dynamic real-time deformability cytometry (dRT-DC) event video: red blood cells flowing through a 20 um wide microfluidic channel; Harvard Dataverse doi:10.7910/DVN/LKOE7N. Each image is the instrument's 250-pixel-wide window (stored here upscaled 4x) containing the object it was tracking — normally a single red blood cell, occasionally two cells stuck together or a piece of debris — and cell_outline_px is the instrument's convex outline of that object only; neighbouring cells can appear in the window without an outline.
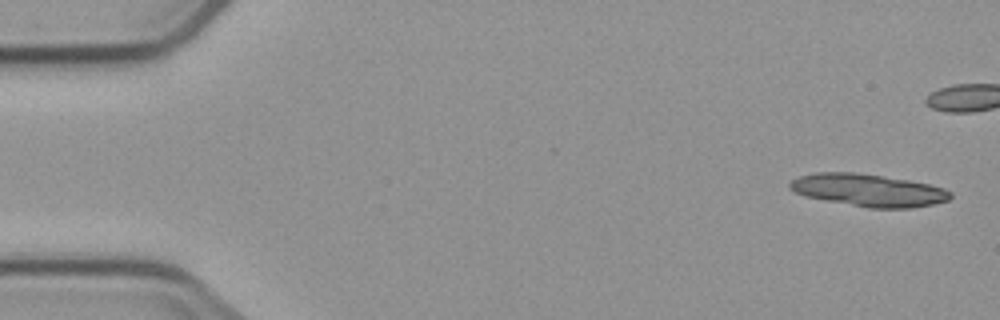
{"species": "common noctule bat (a hibernating species)", "species_latin": "Nyctalus noctula", "temperature_condition": "cold", "stored_images_in_passage": 5, "camera_frame_rate_fps": 3000, "um_per_image_px": 0.085, "animal": {"sex": "male", "body_mass_g": 23.1, "forearm_length_mm": 52.7}, "frame": {"image": 1, "passage_image": 1, "time_ms": 0.0, "image_size_px": [1000, 320], "cell_outline_px": [[952, 196], [948, 200], [932, 204], [912, 208], [868, 208], [804, 196], [788, 188], [788, 184], [792, 180], [800, 176], [816, 172], [856, 172], [908, 180], [928, 184], [944, 188], [952, 192]], "centroid_in_image_um": [73.8, 16.17], "position_along_channel_um": 11.2, "area_um2": 30.29}}
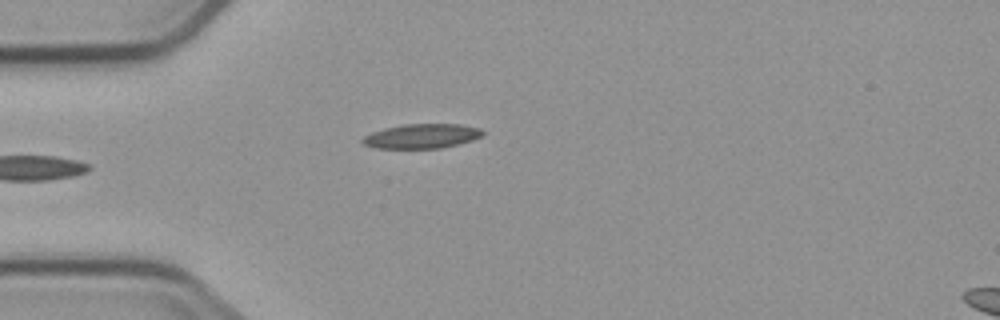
{"frame": {"image": 2, "passage_image": 5, "time_ms": 5.667, "image_size_px": [1000, 320], "cell_outline_px": [[484, 132], [480, 136], [472, 140], [440, 148], [376, 148], [364, 144], [360, 140], [364, 136], [372, 132], [384, 128], [404, 124], [460, 124], [480, 128]], "centroid_in_image_um": [35.82, 11.56], "position_along_channel_um": 49.2, "area_um2": 16.99}}